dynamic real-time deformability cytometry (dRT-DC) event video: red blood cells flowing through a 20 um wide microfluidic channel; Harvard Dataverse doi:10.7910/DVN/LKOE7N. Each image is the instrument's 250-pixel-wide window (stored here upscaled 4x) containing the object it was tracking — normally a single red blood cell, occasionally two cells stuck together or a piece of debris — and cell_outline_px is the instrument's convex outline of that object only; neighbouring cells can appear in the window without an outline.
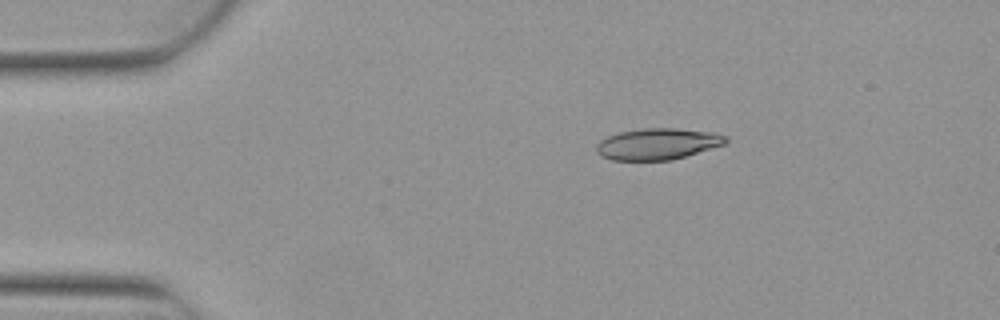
{"species": "Egyptian fruit bat (a non-hibernating species)", "species_latin": "Rousettus aegyptiacus", "temperature_condition": "warm", "stored_images_in_passage": 7, "camera_frame_rate_fps": 3000, "um_per_image_px": 0.085, "animal": {"sex": "female"}, "frame": {"image": 1, "passage_image": 3, "time_ms": 0.667, "image_size_px": [1000, 320], "cell_outline_px": [[728, 144], [672, 160], [612, 160], [600, 156], [596, 152], [596, 144], [600, 140], [608, 136], [620, 132], [640, 128], [676, 128], [712, 132], [728, 136]], "centroid_in_image_um": [55.92, 12.23], "position_along_channel_um": 29.1, "area_um2": 23.93}}
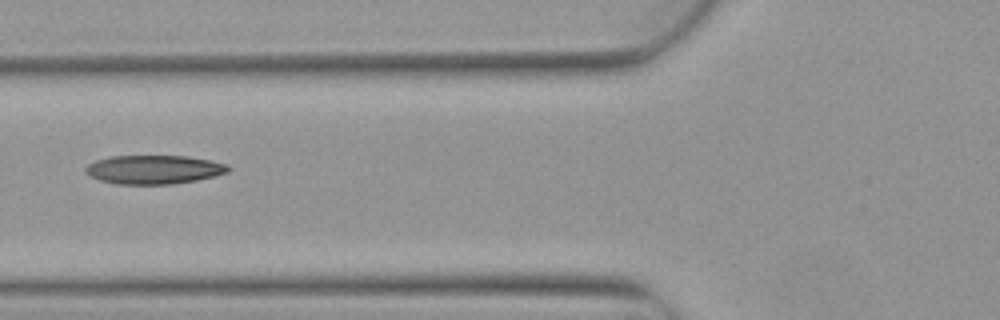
{"frame": {"image": 2, "passage_image": 6, "time_ms": 1.667, "image_size_px": [1000, 320], "cell_outline_px": [[232, 168], [228, 172], [216, 176], [196, 180], [172, 184], [116, 184], [100, 180], [84, 172], [84, 168], [88, 164], [96, 160], [112, 156], [188, 156], [212, 160], [228, 164]], "centroid_in_image_um": [13.12, 14.41], "position_along_channel_um": 112.7, "area_um2": 24.1}}
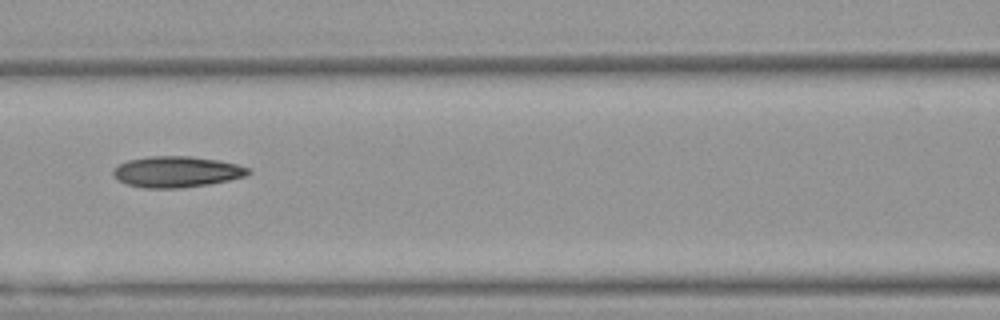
{"frame": {"image": 3, "passage_image": 7, "time_ms": 2.0, "image_size_px": [1000, 320], "cell_outline_px": [[252, 172], [244, 176], [228, 180], [208, 184], [180, 188], [144, 188], [128, 184], [116, 180], [112, 176], [112, 168], [128, 160], [148, 156], [188, 156], [216, 160], [236, 164], [248, 168]], "centroid_in_image_um": [14.95, 14.6], "position_along_channel_um": 151.7, "area_um2": 24.33}}